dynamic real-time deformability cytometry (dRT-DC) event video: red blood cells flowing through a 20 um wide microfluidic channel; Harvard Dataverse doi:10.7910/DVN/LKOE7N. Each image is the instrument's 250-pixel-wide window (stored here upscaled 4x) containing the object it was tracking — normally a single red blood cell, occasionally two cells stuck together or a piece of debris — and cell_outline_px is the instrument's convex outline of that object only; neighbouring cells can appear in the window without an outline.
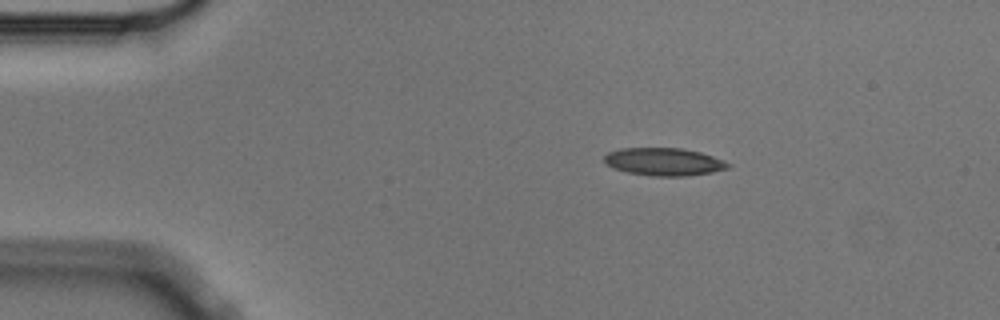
{"species": "Egyptian fruit bat (a non-hibernating species)", "species_latin": "Rousettus aegyptiacus", "temperature_condition": "cold", "stored_images_in_passage": 3, "camera_frame_rate_fps": 3000, "um_per_image_px": 0.085, "animal": {"sex": "male"}, "frame": {"image": 1, "passage_image": 2, "time_ms": 0.333, "image_size_px": [1000, 320], "cell_outline_px": [[732, 164], [728, 168], [712, 172], [688, 176], [648, 176], [628, 172], [612, 168], [604, 164], [604, 156], [608, 152], [620, 148], [680, 148], [700, 152], [724, 160]], "centroid_in_image_um": [56.41, 13.75], "position_along_channel_um": 28.6, "area_um2": 20.17}}